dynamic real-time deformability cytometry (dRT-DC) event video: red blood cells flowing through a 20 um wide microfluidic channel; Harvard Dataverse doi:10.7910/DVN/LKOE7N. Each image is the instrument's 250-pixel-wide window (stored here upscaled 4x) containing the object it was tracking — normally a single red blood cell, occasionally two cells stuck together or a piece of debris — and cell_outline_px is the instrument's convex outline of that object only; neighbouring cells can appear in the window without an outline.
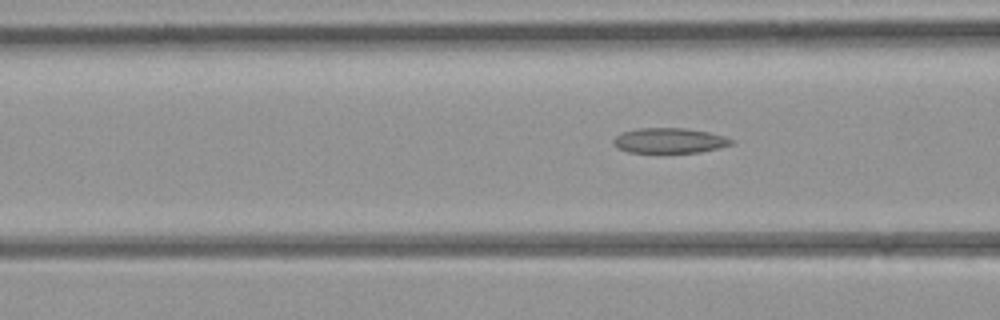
{"species": "common noctule bat (a hibernating species)", "species_latin": "Nyctalus noctula", "temperature_condition": "room temperature", "stored_images_in_passage": 4, "camera_frame_rate_fps": 3000, "um_per_image_px": 0.085, "animal": {"sex": "female", "body_mass_g": 21.9}, "frame": {"image": 1, "passage_image": 4, "time_ms": 3.667, "image_size_px": [1000, 320], "cell_outline_px": [[736, 144], [720, 148], [700, 152], [628, 152], [616, 148], [612, 144], [612, 140], [616, 136], [624, 132], [636, 128], [684, 128], [708, 132], [724, 136], [736, 140]], "centroid_in_image_um": [56.93, 11.95], "position_along_channel_um": 109.7, "area_um2": 17.46}}